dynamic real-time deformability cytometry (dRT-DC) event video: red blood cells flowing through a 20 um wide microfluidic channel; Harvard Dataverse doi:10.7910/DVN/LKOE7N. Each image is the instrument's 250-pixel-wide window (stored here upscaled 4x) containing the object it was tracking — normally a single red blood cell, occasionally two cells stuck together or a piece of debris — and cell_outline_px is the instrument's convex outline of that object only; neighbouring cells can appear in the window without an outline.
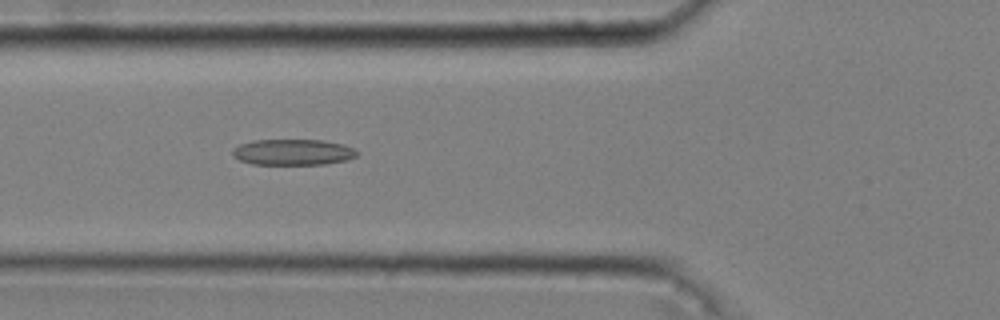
{"species": "common noctule bat (a hibernating species)", "species_latin": "Nyctalus noctula", "temperature_condition": "cold", "stored_images_in_passage": 52, "camera_frame_rate_fps": 3000, "um_per_image_px": 0.085, "animal": {"sex": "male", "body_mass_g": 20.4}, "frame": {"image": 1, "passage_image": 20, "time_ms": 6.333, "image_size_px": [1000, 320], "cell_outline_px": [[360, 152], [356, 156], [348, 160], [324, 164], [252, 164], [240, 160], [232, 156], [232, 148], [240, 144], [252, 140], [324, 140], [344, 144]], "centroid_in_image_um": [24.9, 12.93], "position_along_channel_um": 100.9, "area_um2": 18.96}}
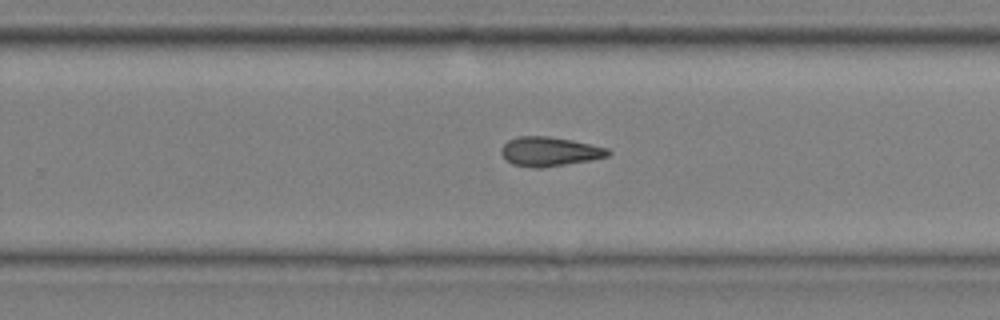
{"frame": {"image": 2, "passage_image": 35, "time_ms": 11.333, "image_size_px": [1000, 320], "cell_outline_px": [[612, 152], [608, 156], [592, 160], [540, 168], [532, 168], [512, 164], [500, 152], [500, 148], [508, 140], [516, 136], [548, 136], [572, 140], [608, 148]], "centroid_in_image_um": [46.71, 12.88], "position_along_channel_um": 283.1, "area_um2": 18.26}}
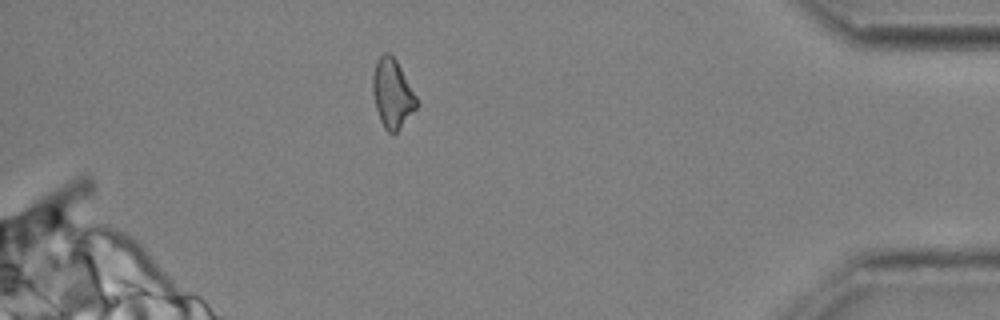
{"frame": {"image": 3, "passage_image": 48, "time_ms": 15.667, "image_size_px": [1000, 320], "cell_outline_px": [[420, 104], [396, 132], [388, 132], [384, 128], [380, 120], [376, 108], [372, 92], [372, 76], [376, 60], [384, 52], [388, 52], [396, 60], [416, 96]], "centroid_in_image_um": [33.34, 7.94], "position_along_channel_um": 401.9, "area_um2": 17.51}}